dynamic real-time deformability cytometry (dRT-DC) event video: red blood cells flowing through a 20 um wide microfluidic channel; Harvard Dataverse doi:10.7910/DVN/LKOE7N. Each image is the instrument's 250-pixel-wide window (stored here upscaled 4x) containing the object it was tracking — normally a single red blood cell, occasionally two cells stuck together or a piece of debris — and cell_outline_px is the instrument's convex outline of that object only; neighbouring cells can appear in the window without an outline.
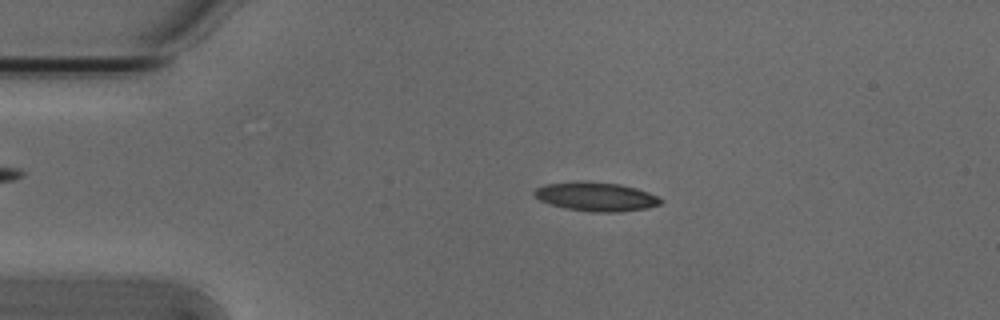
{"species": "Egyptian fruit bat (a non-hibernating species)", "species_latin": "Rousettus aegyptiacus", "temperature_condition": "cold", "stored_images_in_passage": 3, "camera_frame_rate_fps": 3000, "um_per_image_px": 0.085, "animal": {"sex": "male"}, "frame": {"image": 1, "passage_image": 2, "time_ms": 0.333, "image_size_px": [1000, 320], "cell_outline_px": [[664, 200], [660, 204], [648, 208], [620, 212], [592, 212], [564, 208], [540, 200], [532, 192], [536, 188], [548, 184], [576, 180], [584, 180], [620, 184], [636, 188], [648, 192]], "centroid_in_image_um": [50.67, 16.7], "position_along_channel_um": 34.3, "area_um2": 21.44}}